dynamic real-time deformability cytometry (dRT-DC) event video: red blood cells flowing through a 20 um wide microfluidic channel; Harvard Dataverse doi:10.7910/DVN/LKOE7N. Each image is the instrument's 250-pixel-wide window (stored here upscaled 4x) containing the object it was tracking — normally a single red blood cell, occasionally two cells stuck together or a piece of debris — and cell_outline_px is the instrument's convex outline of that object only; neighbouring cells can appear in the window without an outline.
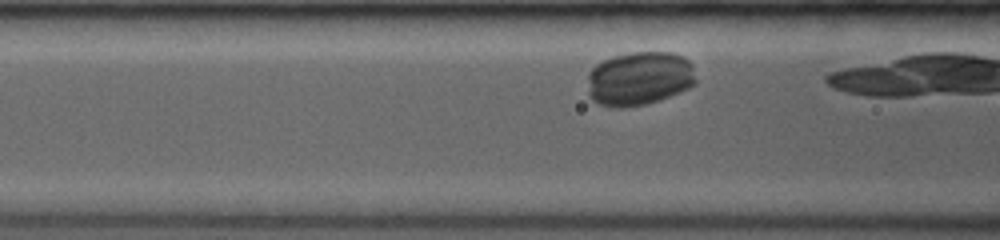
{"species": "common noctule bat (a hibernating species)", "species_latin": "Nyctalus noctula", "temperature_condition": "room temperature", "stored_images_in_passage": 9, "camera_frame_rate_fps": 3500, "um_per_image_px": 0.085, "animal": {"sex": "female", "body_mass_g": 19.0, "forearm_length_mm": 53.3}, "frame": {"image": 1, "passage_image": 4, "time_ms": 1.143, "image_size_px": [1000, 240], "cell_outline_px": [[696, 84], [680, 92], [660, 100], [644, 104], [624, 108], [616, 108], [600, 104], [592, 100], [588, 92], [588, 72], [596, 64], [612, 56], [632, 52], [672, 52], [684, 56], [692, 64], [696, 80]], "centroid_in_image_um": [54.35, 6.67], "position_along_channel_um": 112.3, "area_um2": 34.39}}